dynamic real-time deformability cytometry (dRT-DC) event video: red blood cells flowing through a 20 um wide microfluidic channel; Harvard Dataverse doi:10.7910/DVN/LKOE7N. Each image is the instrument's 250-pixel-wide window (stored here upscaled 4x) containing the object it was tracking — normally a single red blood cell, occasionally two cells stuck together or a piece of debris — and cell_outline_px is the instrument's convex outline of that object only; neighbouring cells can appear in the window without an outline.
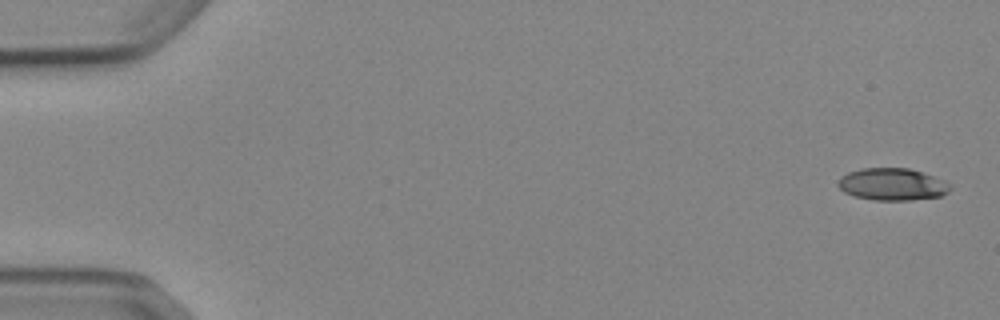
{"species": "Egyptian fruit bat (a non-hibernating species)", "species_latin": "Rousettus aegyptiacus", "temperature_condition": "cold", "stored_images_in_passage": 3, "camera_frame_rate_fps": 3000, "um_per_image_px": 0.085, "animal": {"sex": "female"}, "frame": {"image": 1, "passage_image": 1, "time_ms": 0.0, "image_size_px": [1000, 320], "cell_outline_px": [[952, 188], [948, 192], [940, 196], [908, 200], [872, 200], [856, 196], [844, 192], [836, 184], [840, 176], [848, 172], [864, 168], [908, 168], [944, 180], [952, 184]], "centroid_in_image_um": [75.83, 15.66], "position_along_channel_um": 9.2, "area_um2": 20.98}}